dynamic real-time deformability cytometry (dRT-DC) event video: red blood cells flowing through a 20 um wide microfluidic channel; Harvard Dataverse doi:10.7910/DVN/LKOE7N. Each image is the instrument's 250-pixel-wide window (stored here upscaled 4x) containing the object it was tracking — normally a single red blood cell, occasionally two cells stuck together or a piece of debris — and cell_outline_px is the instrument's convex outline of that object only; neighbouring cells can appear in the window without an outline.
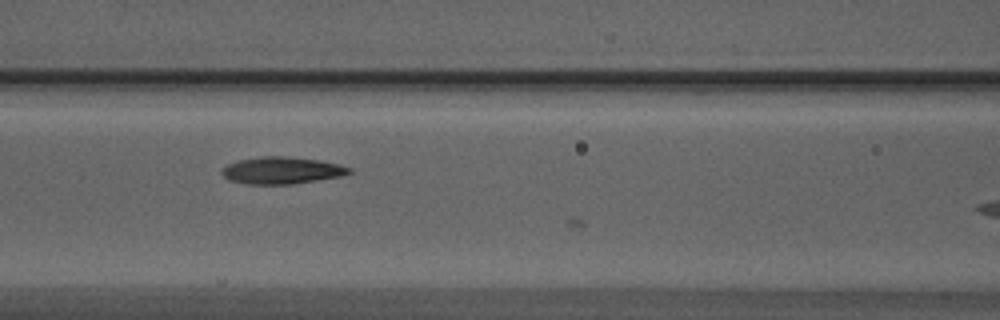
{"species": "Egyptian fruit bat (a non-hibernating species)", "species_latin": "Rousettus aegyptiacus", "temperature_condition": "warm", "stored_images_in_passage": 5, "camera_frame_rate_fps": 3000, "um_per_image_px": 0.085, "animal": {"sex": "male"}, "frame": {"image": 1, "passage_image": 4, "time_ms": 1.0, "image_size_px": [1000, 320], "cell_outline_px": [[352, 172], [340, 176], [292, 184], [244, 184], [228, 180], [220, 172], [228, 164], [240, 160], [260, 156], [284, 156], [316, 160], [336, 164], [352, 168]], "centroid_in_image_um": [23.91, 14.49], "position_along_channel_um": 142.7, "area_um2": 19.77}}